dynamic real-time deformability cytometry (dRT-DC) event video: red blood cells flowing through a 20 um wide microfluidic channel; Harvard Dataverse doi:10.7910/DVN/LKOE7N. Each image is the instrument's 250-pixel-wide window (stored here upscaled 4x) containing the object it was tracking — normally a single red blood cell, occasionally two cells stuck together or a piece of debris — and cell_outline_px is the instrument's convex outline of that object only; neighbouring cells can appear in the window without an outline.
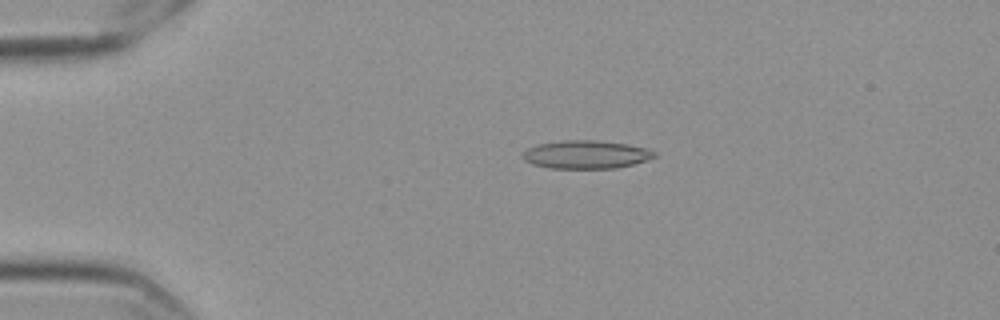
{"species": "Egyptian fruit bat (a non-hibernating species)", "species_latin": "Rousettus aegyptiacus", "temperature_condition": "cold", "stored_images_in_passage": 56, "camera_frame_rate_fps": 3000, "um_per_image_px": 0.085, "frame": {"image": 1, "passage_image": 11, "time_ms": 3.333, "image_size_px": [1000, 320], "cell_outline_px": [[656, 156], [632, 164], [616, 168], [548, 168], [532, 164], [524, 160], [520, 156], [528, 148], [536, 144], [560, 140], [596, 140], [628, 144], [648, 148], [656, 152]], "centroid_in_image_um": [49.77, 13.12], "position_along_channel_um": 35.2, "area_um2": 21.73}}
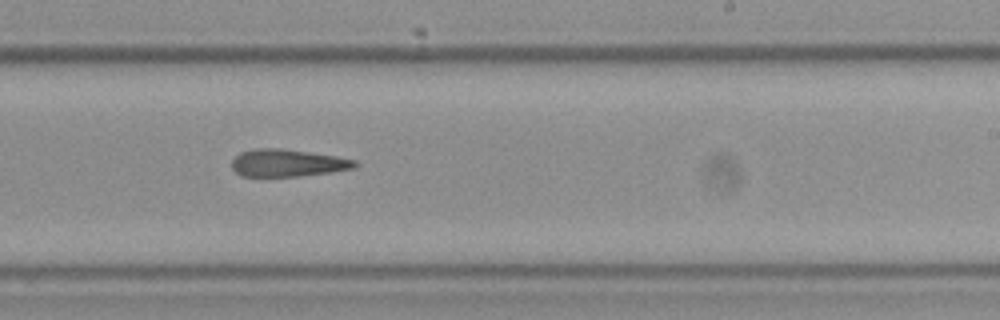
{"frame": {"image": 2, "passage_image": 34, "time_ms": 11.0, "image_size_px": [1000, 320], "cell_outline_px": [[360, 164], [356, 168], [328, 172], [296, 176], [240, 176], [232, 168], [232, 160], [240, 152], [256, 148], [280, 148], [336, 156], [356, 160]], "centroid_in_image_um": [24.44, 13.84], "position_along_channel_um": 264.6, "area_um2": 19.54}}
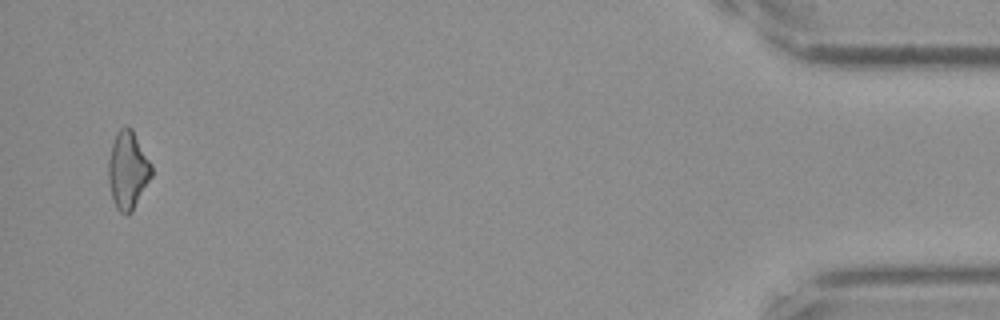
{"frame": {"image": 3, "passage_image": 54, "time_ms": 17.667, "image_size_px": [1000, 320], "cell_outline_px": [[152, 176], [132, 212], [128, 216], [124, 216], [116, 208], [112, 200], [108, 180], [108, 160], [112, 144], [116, 132], [120, 128], [132, 128], [152, 164]], "centroid_in_image_um": [10.86, 14.51], "position_along_channel_um": 424.3, "area_um2": 19.77}}